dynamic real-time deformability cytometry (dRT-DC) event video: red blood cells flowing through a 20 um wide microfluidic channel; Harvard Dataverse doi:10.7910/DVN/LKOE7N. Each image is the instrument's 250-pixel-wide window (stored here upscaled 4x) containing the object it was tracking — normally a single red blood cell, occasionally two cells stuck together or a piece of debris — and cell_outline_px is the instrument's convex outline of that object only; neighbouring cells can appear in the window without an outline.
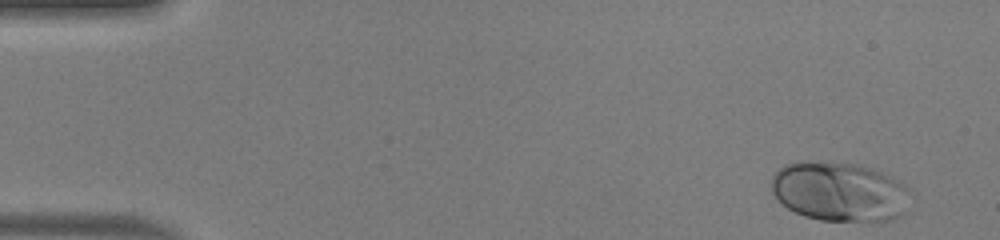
{"species": "human", "species_latin": "Homo sapiens", "temperature_condition": "warm", "stored_images_in_passage": 47, "camera_frame_rate_fps": 3000, "um_per_image_px": 0.085, "donor": {"sex": "male"}, "frame": {"image": 1, "passage_image": 1, "time_ms": 0.0, "image_size_px": [1000, 240], "cell_outline_px": [[912, 188], [908, 212], [904, 216], [892, 220], [820, 220], [804, 216], [780, 204], [776, 200], [772, 192], [772, 176], [784, 164], [800, 160], [856, 164], [872, 168], [892, 176]], "centroid_in_image_um": [71.41, 16.28], "position_along_channel_um": 13.6, "area_um2": 49.07}}
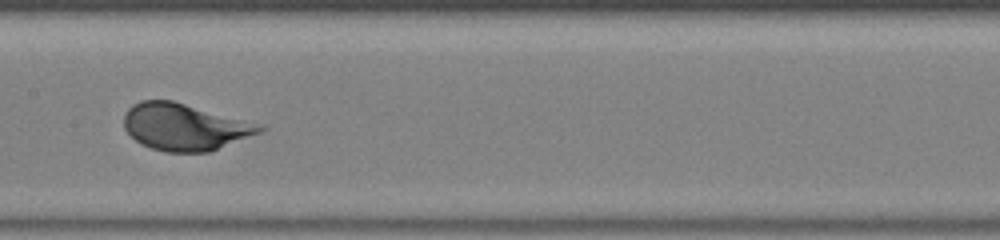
{"frame": {"image": 2, "passage_image": 23, "time_ms": 7.333, "image_size_px": [1000, 240], "cell_outline_px": [[268, 128], [264, 132], [208, 152], [164, 152], [140, 144], [124, 128], [124, 112], [132, 104], [140, 100], [172, 100], [264, 124]], "centroid_in_image_um": [15.75, 10.78], "position_along_channel_um": 191.6, "area_um2": 37.57}}
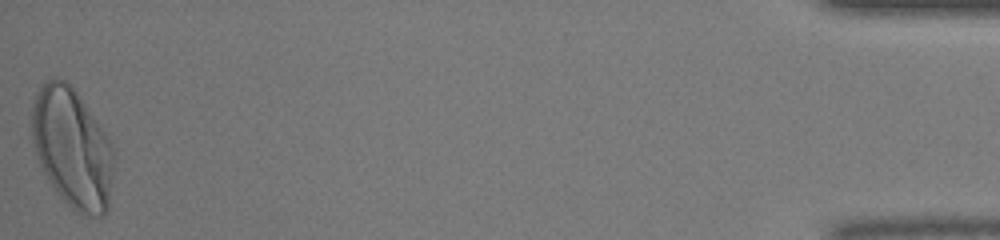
{"frame": {"image": 3, "passage_image": 47, "time_ms": 15.333, "image_size_px": [1000, 240], "cell_outline_px": [[112, 172], [108, 212], [104, 216], [80, 216], [56, 192], [44, 172], [36, 156], [32, 140], [32, 108], [36, 92], [44, 80], [56, 76], [64, 80], [76, 92], [108, 136], [112, 144]], "centroid_in_image_um": [6.13, 12.6], "position_along_channel_um": 429.1, "area_um2": 57.11}, "authors_computed_cell_mechanics": {"area_um2": 39.304, "velocity_mm_per_s": 4.1607, "shape_relaxation_time_tau1_ms": 1.9899, "shape_relaxation_time_tau2_ms": null, "deformation_change_tau1": 0.1795, "deformation_change_tau2": null}}